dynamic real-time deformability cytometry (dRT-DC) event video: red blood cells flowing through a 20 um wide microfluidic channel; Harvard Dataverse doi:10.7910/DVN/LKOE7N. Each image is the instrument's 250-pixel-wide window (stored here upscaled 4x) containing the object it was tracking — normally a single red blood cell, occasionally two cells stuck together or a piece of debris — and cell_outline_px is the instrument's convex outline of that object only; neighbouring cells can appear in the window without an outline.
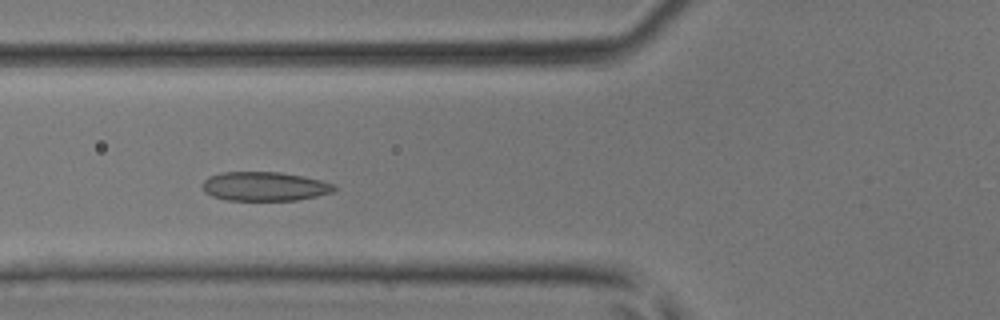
{"species": "common noctule bat (a hibernating species)", "species_latin": "Nyctalus noctula", "temperature_condition": "room temperature", "stored_images_in_passage": 4, "camera_frame_rate_fps": 3000, "um_per_image_px": 0.085, "animal": {"sex": "male", "body_mass_g": 17.9, "forearm_length_mm": 54.2}, "frame": {"image": 1, "passage_image": 4, "time_ms": 1.0, "image_size_px": [1000, 320], "cell_outline_px": [[336, 188], [332, 192], [316, 196], [296, 200], [228, 200], [212, 196], [204, 192], [200, 184], [208, 176], [224, 172], [280, 172], [320, 180], [332, 184]], "centroid_in_image_um": [22.42, 15.84], "position_along_channel_um": 103.4, "area_um2": 22.2}}